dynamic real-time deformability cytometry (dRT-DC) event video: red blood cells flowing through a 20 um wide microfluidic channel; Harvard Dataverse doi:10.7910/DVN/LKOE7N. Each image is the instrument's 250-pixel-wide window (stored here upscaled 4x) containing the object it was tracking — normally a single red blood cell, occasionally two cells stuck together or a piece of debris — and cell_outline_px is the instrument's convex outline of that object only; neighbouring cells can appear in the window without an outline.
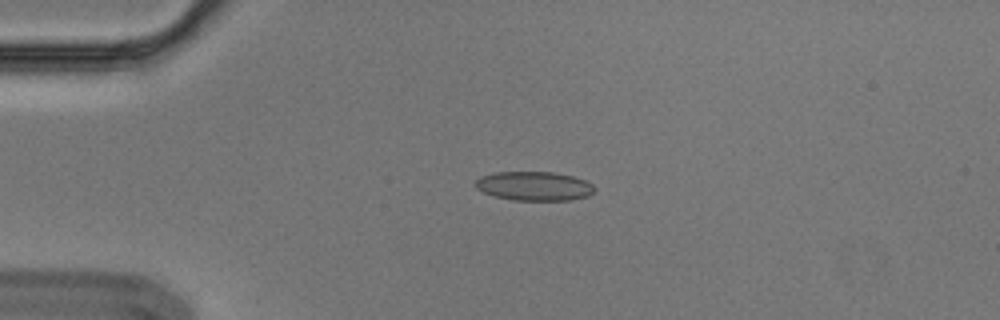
{"species": "Egyptian fruit bat (a non-hibernating species)", "species_latin": "Rousettus aegyptiacus", "temperature_condition": "cold", "stored_images_in_passage": 5, "camera_frame_rate_fps": 3000, "um_per_image_px": 0.085, "animal": {"sex": "male"}, "frame": {"image": 1, "passage_image": 4, "time_ms": 1.0, "image_size_px": [1000, 320], "cell_outline_px": [[596, 188], [588, 196], [572, 200], [512, 200], [496, 196], [484, 192], [476, 188], [476, 180], [480, 176], [496, 172], [552, 172], [572, 176], [584, 180], [592, 184]], "centroid_in_image_um": [45.41, 15.81], "position_along_channel_um": 39.6, "area_um2": 20.06}}